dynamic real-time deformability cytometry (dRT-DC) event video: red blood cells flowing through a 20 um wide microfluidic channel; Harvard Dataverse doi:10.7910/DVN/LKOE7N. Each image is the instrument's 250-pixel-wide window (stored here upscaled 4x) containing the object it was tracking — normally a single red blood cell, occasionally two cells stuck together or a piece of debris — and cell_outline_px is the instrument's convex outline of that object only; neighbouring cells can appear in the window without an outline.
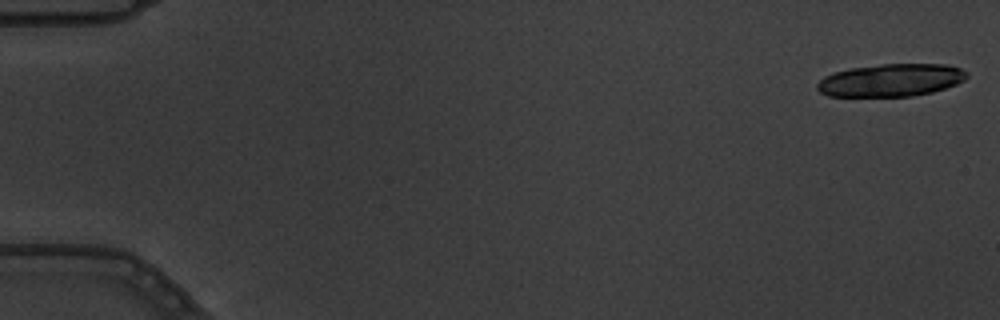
{"species": "common noctule bat (a hibernating species)", "species_latin": "Nyctalus noctula", "temperature_condition": "warm", "stored_images_in_passage": 5, "camera_frame_rate_fps": 3000, "um_per_image_px": 0.085, "animal": {"sex": "male", "body_mass_g": 19.5, "forearm_length_mm": 54.6}, "frame": {"image": 1, "passage_image": 1, "time_ms": 0.0, "image_size_px": [1000, 320], "cell_outline_px": [[968, 76], [964, 80], [956, 84], [932, 92], [912, 96], [828, 96], [820, 92], [816, 88], [816, 84], [824, 76], [832, 72], [848, 68], [880, 64], [944, 64], [960, 68], [968, 72]], "centroid_in_image_um": [75.7, 6.81], "position_along_channel_um": 9.3, "area_um2": 28.61}}